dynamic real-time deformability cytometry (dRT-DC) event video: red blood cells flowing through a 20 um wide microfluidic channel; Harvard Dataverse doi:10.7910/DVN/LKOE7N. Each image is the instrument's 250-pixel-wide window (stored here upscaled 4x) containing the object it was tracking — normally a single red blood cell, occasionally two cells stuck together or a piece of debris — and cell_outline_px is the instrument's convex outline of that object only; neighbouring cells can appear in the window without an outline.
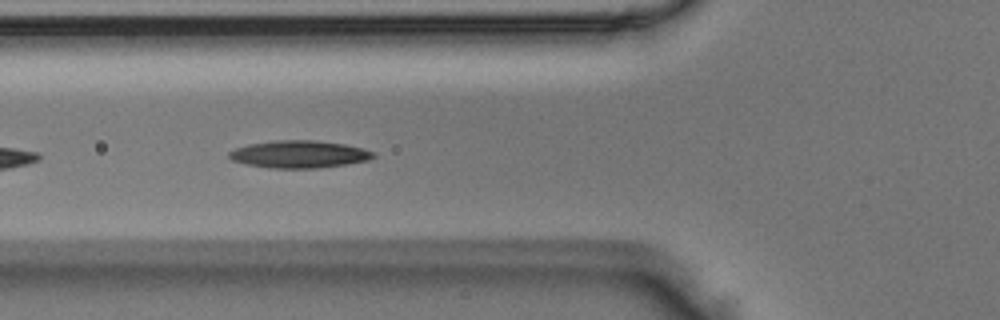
{"species": "Egyptian fruit bat (a non-hibernating species)", "species_latin": "Rousettus aegyptiacus", "temperature_condition": "room temperature", "stored_images_in_passage": 8, "camera_frame_rate_fps": 3000, "um_per_image_px": 0.085, "animal": {"sex": "male"}, "frame": {"image": 1, "passage_image": 5, "time_ms": 1.333, "image_size_px": [1000, 320], "cell_outline_px": [[376, 156], [368, 160], [344, 164], [316, 168], [268, 168], [248, 164], [232, 160], [228, 156], [228, 152], [236, 148], [248, 144], [272, 140], [316, 140], [344, 144], [376, 152]], "centroid_in_image_um": [25.41, 13.1], "position_along_channel_um": 100.4, "area_um2": 22.95}}
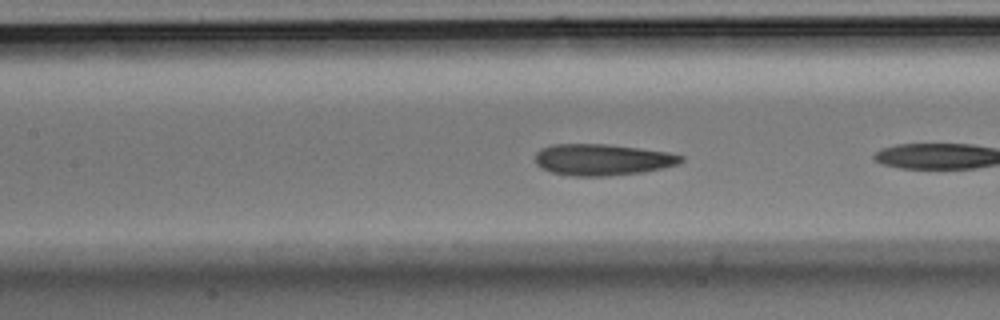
{"frame": {"image": 2, "passage_image": 7, "time_ms": 2.0, "image_size_px": [1000, 320], "cell_outline_px": [[684, 160], [676, 164], [644, 172], [608, 176], [576, 176], [552, 172], [536, 164], [536, 152], [540, 148], [552, 144], [604, 144], [668, 152], [684, 156]], "centroid_in_image_um": [51.18, 13.57], "position_along_channel_um": 156.2, "area_um2": 26.41}}